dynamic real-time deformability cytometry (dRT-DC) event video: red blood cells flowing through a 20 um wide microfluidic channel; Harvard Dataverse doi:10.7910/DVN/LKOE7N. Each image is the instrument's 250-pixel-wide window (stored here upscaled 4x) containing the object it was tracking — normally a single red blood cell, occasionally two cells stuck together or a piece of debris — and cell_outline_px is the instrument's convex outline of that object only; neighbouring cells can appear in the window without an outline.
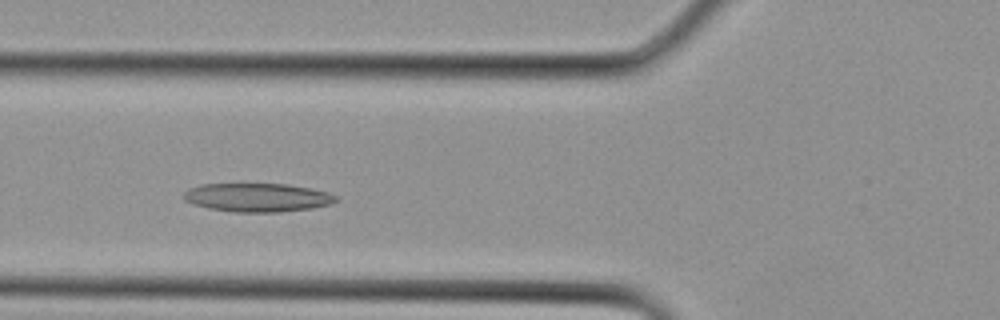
{"species": "Egyptian fruit bat (a non-hibernating species)", "species_latin": "Rousettus aegyptiacus", "temperature_condition": "cold", "stored_images_in_passage": 17, "camera_frame_rate_fps": 3000, "um_per_image_px": 0.085, "animal": {"sex": "female"}, "frame": {"image": 1, "passage_image": 8, "time_ms": 2.333, "image_size_px": [1000, 320], "cell_outline_px": [[340, 200], [332, 204], [312, 208], [280, 212], [232, 212], [208, 208], [192, 204], [184, 200], [184, 192], [188, 188], [200, 184], [288, 184], [312, 188], [328, 192], [336, 196]], "centroid_in_image_um": [21.9, 16.79], "position_along_channel_um": 103.9, "area_um2": 25.66}}
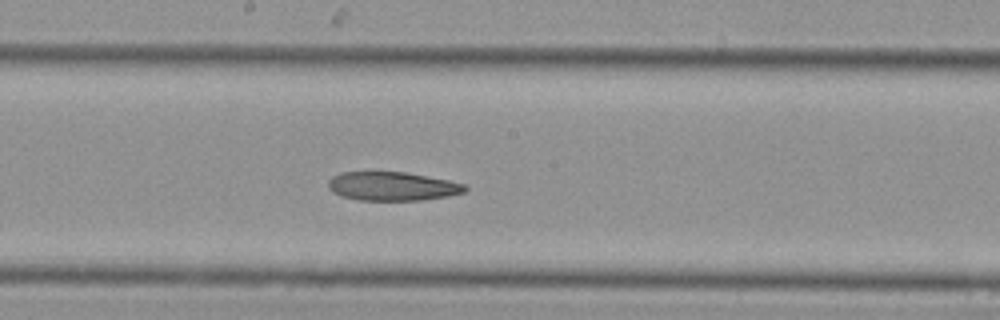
{"frame": {"image": 2, "passage_image": 13, "time_ms": 4.0, "image_size_px": [1000, 320], "cell_outline_px": [[468, 188], [464, 192], [448, 196], [420, 200], [360, 200], [340, 196], [332, 192], [328, 188], [328, 180], [332, 176], [340, 172], [404, 172], [448, 180], [464, 184]], "centroid_in_image_um": [33.3, 15.83], "position_along_channel_um": 214.9, "area_um2": 22.89}}
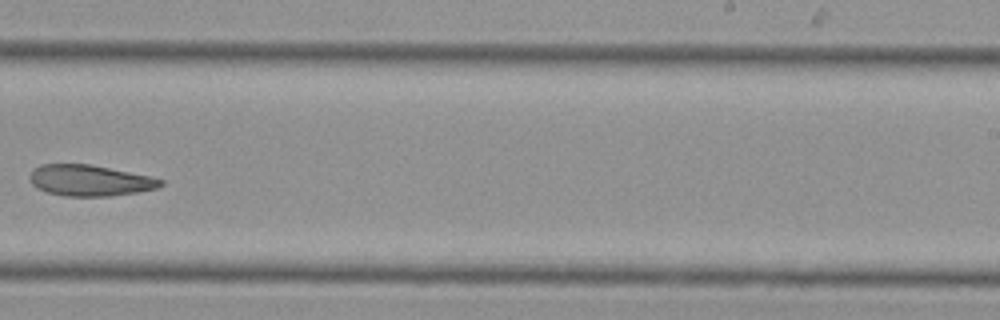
{"frame": {"image": 3, "passage_image": 16, "time_ms": 5.0, "image_size_px": [1000, 320], "cell_outline_px": [[164, 184], [156, 188], [136, 192], [112, 196], [68, 196], [48, 192], [36, 188], [32, 184], [28, 176], [32, 168], [40, 164], [88, 164], [152, 176], [164, 180]], "centroid_in_image_um": [7.61, 15.33], "position_along_channel_um": 281.4, "area_um2": 23.76}}